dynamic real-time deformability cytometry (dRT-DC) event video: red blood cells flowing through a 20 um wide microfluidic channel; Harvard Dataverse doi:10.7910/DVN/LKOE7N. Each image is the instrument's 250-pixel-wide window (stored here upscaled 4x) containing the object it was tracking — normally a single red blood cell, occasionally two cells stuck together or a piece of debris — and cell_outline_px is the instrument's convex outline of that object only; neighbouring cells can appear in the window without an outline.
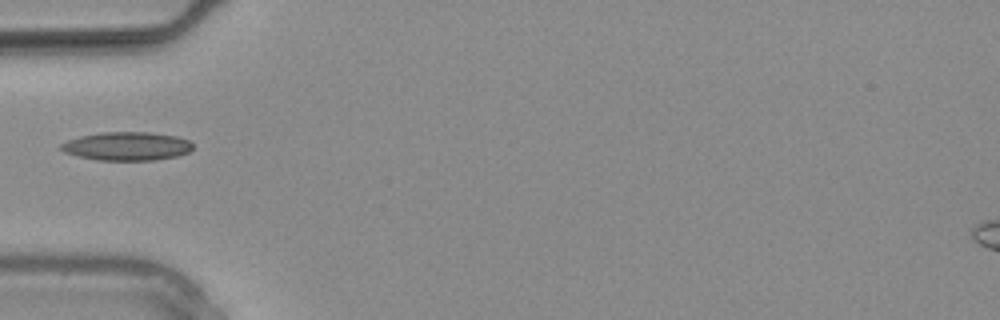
{"species": "common noctule bat (a hibernating species)", "species_latin": "Nyctalus noctula", "temperature_condition": "warm", "stored_images_in_passage": 6, "camera_frame_rate_fps": 3000, "um_per_image_px": 0.085, "animal": {"sex": "male", "body_mass_g": 20.4}, "frame": {"image": 1, "passage_image": 5, "time_ms": 1.333, "image_size_px": [1000, 320], "cell_outline_px": [[192, 148], [188, 152], [176, 156], [156, 160], [96, 160], [64, 152], [60, 148], [60, 144], [68, 140], [80, 136], [100, 132], [152, 132], [176, 136], [188, 140], [192, 144]], "centroid_in_image_um": [10.78, 12.42], "position_along_channel_um": 74.2, "area_um2": 21.85}}